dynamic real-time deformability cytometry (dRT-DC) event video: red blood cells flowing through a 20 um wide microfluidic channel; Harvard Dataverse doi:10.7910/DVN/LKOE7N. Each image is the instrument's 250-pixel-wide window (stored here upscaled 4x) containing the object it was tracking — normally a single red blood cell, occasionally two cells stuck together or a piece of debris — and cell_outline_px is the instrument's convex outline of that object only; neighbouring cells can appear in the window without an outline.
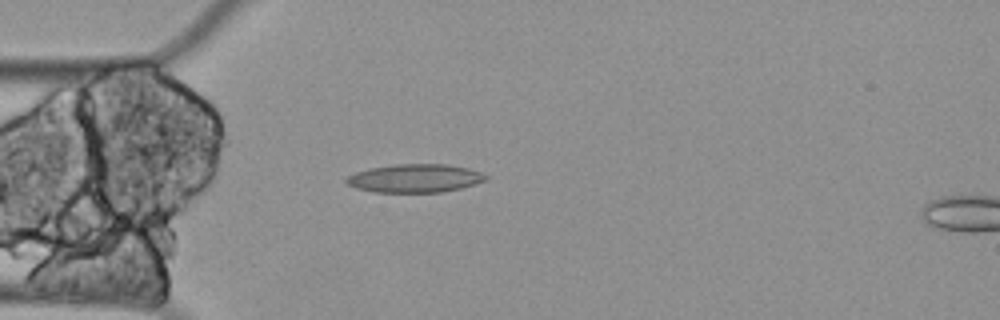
{"species": "Egyptian fruit bat (a non-hibernating species)", "species_latin": "Rousettus aegyptiacus", "temperature_condition": "cold", "stored_images_in_passage": 58, "camera_frame_rate_fps": 3000, "um_per_image_px": 0.085, "animal": {"sex": "female"}, "frame": {"image": 1, "passage_image": 15, "time_ms": 4.667, "image_size_px": [1000, 320], "cell_outline_px": [[488, 180], [476, 184], [460, 188], [440, 192], [376, 192], [356, 188], [348, 184], [344, 180], [348, 176], [356, 172], [372, 168], [392, 164], [448, 164], [468, 168], [480, 172], [488, 176]], "centroid_in_image_um": [35.3, 15.15], "position_along_channel_um": 49.7, "area_um2": 23.0}}
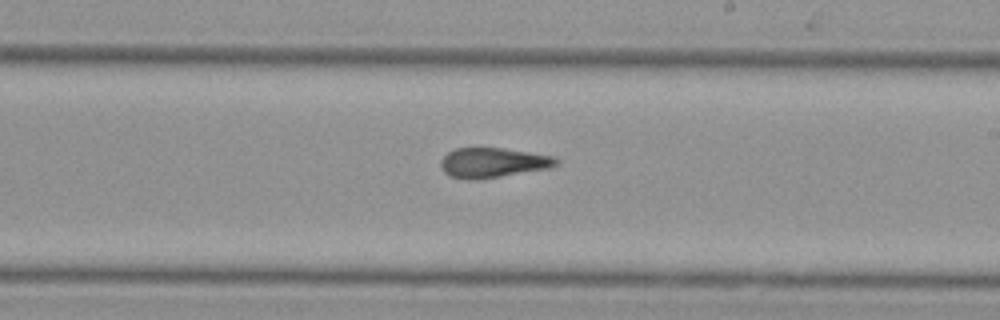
{"frame": {"image": 2, "passage_image": 33, "time_ms": 10.667, "image_size_px": [1000, 320], "cell_outline_px": [[560, 164], [552, 168], [476, 180], [468, 180], [448, 176], [444, 172], [440, 164], [440, 160], [448, 152], [456, 148], [504, 148], [556, 156], [560, 160]], "centroid_in_image_um": [41.94, 13.83], "position_along_channel_um": 247.1, "area_um2": 20.46}}
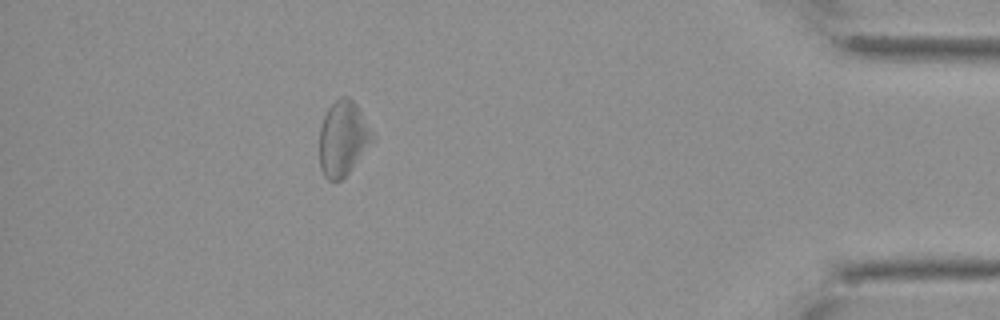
{"frame": {"image": 3, "passage_image": 52, "time_ms": 17.0, "image_size_px": [1000, 320], "cell_outline_px": [[376, 136], [352, 168], [340, 180], [328, 180], [324, 176], [320, 168], [320, 128], [324, 116], [328, 108], [336, 100], [344, 96], [348, 96], [356, 104]], "centroid_in_image_um": [29.16, 11.76], "position_along_channel_um": 406.0, "area_um2": 22.83}, "authors_computed_cell_mechanics": {"area_um2": 22.3108, "velocity_mm_per_s": 3.2799, "shape_relaxation_time_tau1_ms": null, "shape_relaxation_time_tau2_ms": 4.4054, "deformation_change_tau1": null, "deformation_change_tau2": 0.1247}}